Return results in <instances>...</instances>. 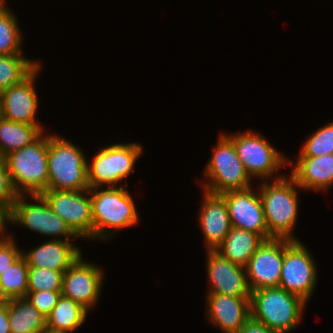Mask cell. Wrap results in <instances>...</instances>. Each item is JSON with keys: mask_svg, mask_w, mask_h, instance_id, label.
<instances>
[{"mask_svg": "<svg viewBox=\"0 0 333 333\" xmlns=\"http://www.w3.org/2000/svg\"><path fill=\"white\" fill-rule=\"evenodd\" d=\"M9 224V211L0 203V235L5 236L6 226Z\"/></svg>", "mask_w": 333, "mask_h": 333, "instance_id": "e575fe53", "label": "cell"}, {"mask_svg": "<svg viewBox=\"0 0 333 333\" xmlns=\"http://www.w3.org/2000/svg\"><path fill=\"white\" fill-rule=\"evenodd\" d=\"M4 157L0 156V203L10 211L13 203L18 198Z\"/></svg>", "mask_w": 333, "mask_h": 333, "instance_id": "f546056e", "label": "cell"}, {"mask_svg": "<svg viewBox=\"0 0 333 333\" xmlns=\"http://www.w3.org/2000/svg\"><path fill=\"white\" fill-rule=\"evenodd\" d=\"M41 67L40 62L20 83L0 93V115L14 122L37 125L44 132L40 122L36 120L38 95L34 87Z\"/></svg>", "mask_w": 333, "mask_h": 333, "instance_id": "4fadbf2b", "label": "cell"}, {"mask_svg": "<svg viewBox=\"0 0 333 333\" xmlns=\"http://www.w3.org/2000/svg\"><path fill=\"white\" fill-rule=\"evenodd\" d=\"M214 148L204 171L207 180L201 185L202 191L222 194L251 187L252 179L239 159L234 144L221 134Z\"/></svg>", "mask_w": 333, "mask_h": 333, "instance_id": "8992f818", "label": "cell"}, {"mask_svg": "<svg viewBox=\"0 0 333 333\" xmlns=\"http://www.w3.org/2000/svg\"><path fill=\"white\" fill-rule=\"evenodd\" d=\"M224 135L234 144L237 155L244 165L247 174L267 181L275 177L280 168H284L286 160L260 133L248 130L244 133ZM275 173V174H274ZM274 176V177H272Z\"/></svg>", "mask_w": 333, "mask_h": 333, "instance_id": "ba28073f", "label": "cell"}, {"mask_svg": "<svg viewBox=\"0 0 333 333\" xmlns=\"http://www.w3.org/2000/svg\"><path fill=\"white\" fill-rule=\"evenodd\" d=\"M270 182L263 181L258 191L268 228L269 239L299 240L294 237L295 223L298 216V193L295 179L278 175Z\"/></svg>", "mask_w": 333, "mask_h": 333, "instance_id": "6da1fadb", "label": "cell"}, {"mask_svg": "<svg viewBox=\"0 0 333 333\" xmlns=\"http://www.w3.org/2000/svg\"><path fill=\"white\" fill-rule=\"evenodd\" d=\"M5 302H6V300L3 298V296L0 293V305L5 303Z\"/></svg>", "mask_w": 333, "mask_h": 333, "instance_id": "d590c367", "label": "cell"}, {"mask_svg": "<svg viewBox=\"0 0 333 333\" xmlns=\"http://www.w3.org/2000/svg\"><path fill=\"white\" fill-rule=\"evenodd\" d=\"M22 54L0 55V93L20 83L40 63Z\"/></svg>", "mask_w": 333, "mask_h": 333, "instance_id": "484cf974", "label": "cell"}, {"mask_svg": "<svg viewBox=\"0 0 333 333\" xmlns=\"http://www.w3.org/2000/svg\"><path fill=\"white\" fill-rule=\"evenodd\" d=\"M237 333H277L264 324L250 319L241 327Z\"/></svg>", "mask_w": 333, "mask_h": 333, "instance_id": "d6a6232c", "label": "cell"}, {"mask_svg": "<svg viewBox=\"0 0 333 333\" xmlns=\"http://www.w3.org/2000/svg\"><path fill=\"white\" fill-rule=\"evenodd\" d=\"M83 151L63 137L48 135L49 190L89 189L87 164Z\"/></svg>", "mask_w": 333, "mask_h": 333, "instance_id": "5b68a950", "label": "cell"}, {"mask_svg": "<svg viewBox=\"0 0 333 333\" xmlns=\"http://www.w3.org/2000/svg\"><path fill=\"white\" fill-rule=\"evenodd\" d=\"M5 0L0 2V55L22 54V32Z\"/></svg>", "mask_w": 333, "mask_h": 333, "instance_id": "4316f807", "label": "cell"}, {"mask_svg": "<svg viewBox=\"0 0 333 333\" xmlns=\"http://www.w3.org/2000/svg\"><path fill=\"white\" fill-rule=\"evenodd\" d=\"M28 267H42L59 272L67 271L82 255L80 249L65 239H52L28 252H22Z\"/></svg>", "mask_w": 333, "mask_h": 333, "instance_id": "d6986e66", "label": "cell"}, {"mask_svg": "<svg viewBox=\"0 0 333 333\" xmlns=\"http://www.w3.org/2000/svg\"><path fill=\"white\" fill-rule=\"evenodd\" d=\"M333 154V122L312 133L306 139L299 156L318 157Z\"/></svg>", "mask_w": 333, "mask_h": 333, "instance_id": "83f0119b", "label": "cell"}, {"mask_svg": "<svg viewBox=\"0 0 333 333\" xmlns=\"http://www.w3.org/2000/svg\"><path fill=\"white\" fill-rule=\"evenodd\" d=\"M264 241L265 239L261 235L231 227L215 251L230 262L245 267Z\"/></svg>", "mask_w": 333, "mask_h": 333, "instance_id": "44dd1931", "label": "cell"}, {"mask_svg": "<svg viewBox=\"0 0 333 333\" xmlns=\"http://www.w3.org/2000/svg\"><path fill=\"white\" fill-rule=\"evenodd\" d=\"M283 257L284 239L265 240L245 266L249 290L279 287Z\"/></svg>", "mask_w": 333, "mask_h": 333, "instance_id": "5bb4252c", "label": "cell"}, {"mask_svg": "<svg viewBox=\"0 0 333 333\" xmlns=\"http://www.w3.org/2000/svg\"><path fill=\"white\" fill-rule=\"evenodd\" d=\"M25 197H32V203L27 202ZM35 201V203L33 202ZM9 223L19 224L41 235L52 236L51 239L65 240L79 238L49 207L41 195H19L9 211Z\"/></svg>", "mask_w": 333, "mask_h": 333, "instance_id": "30bf717a", "label": "cell"}, {"mask_svg": "<svg viewBox=\"0 0 333 333\" xmlns=\"http://www.w3.org/2000/svg\"><path fill=\"white\" fill-rule=\"evenodd\" d=\"M125 186L90 189L93 239L105 241L119 229L138 223V210Z\"/></svg>", "mask_w": 333, "mask_h": 333, "instance_id": "7a4b0ae2", "label": "cell"}, {"mask_svg": "<svg viewBox=\"0 0 333 333\" xmlns=\"http://www.w3.org/2000/svg\"><path fill=\"white\" fill-rule=\"evenodd\" d=\"M41 196L79 238L93 239L90 189L82 191L47 189Z\"/></svg>", "mask_w": 333, "mask_h": 333, "instance_id": "8fae6325", "label": "cell"}, {"mask_svg": "<svg viewBox=\"0 0 333 333\" xmlns=\"http://www.w3.org/2000/svg\"><path fill=\"white\" fill-rule=\"evenodd\" d=\"M43 131L37 125L14 122L0 115V156L34 142Z\"/></svg>", "mask_w": 333, "mask_h": 333, "instance_id": "cb8c5ba5", "label": "cell"}, {"mask_svg": "<svg viewBox=\"0 0 333 333\" xmlns=\"http://www.w3.org/2000/svg\"><path fill=\"white\" fill-rule=\"evenodd\" d=\"M9 174L19 195H41L48 186V135L44 132L30 145L5 157Z\"/></svg>", "mask_w": 333, "mask_h": 333, "instance_id": "277c9868", "label": "cell"}, {"mask_svg": "<svg viewBox=\"0 0 333 333\" xmlns=\"http://www.w3.org/2000/svg\"><path fill=\"white\" fill-rule=\"evenodd\" d=\"M207 318L224 333H237L250 319V297L206 294Z\"/></svg>", "mask_w": 333, "mask_h": 333, "instance_id": "e0dca14e", "label": "cell"}, {"mask_svg": "<svg viewBox=\"0 0 333 333\" xmlns=\"http://www.w3.org/2000/svg\"><path fill=\"white\" fill-rule=\"evenodd\" d=\"M10 333H47V321L25 298L7 301Z\"/></svg>", "mask_w": 333, "mask_h": 333, "instance_id": "7402d4cb", "label": "cell"}, {"mask_svg": "<svg viewBox=\"0 0 333 333\" xmlns=\"http://www.w3.org/2000/svg\"><path fill=\"white\" fill-rule=\"evenodd\" d=\"M63 272L45 269L42 267H29L28 292L61 291Z\"/></svg>", "mask_w": 333, "mask_h": 333, "instance_id": "f1b7e54d", "label": "cell"}, {"mask_svg": "<svg viewBox=\"0 0 333 333\" xmlns=\"http://www.w3.org/2000/svg\"><path fill=\"white\" fill-rule=\"evenodd\" d=\"M29 267L22 255L0 275V293L8 301L25 298L28 292Z\"/></svg>", "mask_w": 333, "mask_h": 333, "instance_id": "d4e9b609", "label": "cell"}, {"mask_svg": "<svg viewBox=\"0 0 333 333\" xmlns=\"http://www.w3.org/2000/svg\"><path fill=\"white\" fill-rule=\"evenodd\" d=\"M207 251V276L210 279L207 293L233 297H250L245 267L223 258L215 250Z\"/></svg>", "mask_w": 333, "mask_h": 333, "instance_id": "2e32d148", "label": "cell"}, {"mask_svg": "<svg viewBox=\"0 0 333 333\" xmlns=\"http://www.w3.org/2000/svg\"><path fill=\"white\" fill-rule=\"evenodd\" d=\"M296 161L295 165L292 161L288 165L292 167L290 175L300 189L323 191L333 185V154L299 156Z\"/></svg>", "mask_w": 333, "mask_h": 333, "instance_id": "ffe728a7", "label": "cell"}, {"mask_svg": "<svg viewBox=\"0 0 333 333\" xmlns=\"http://www.w3.org/2000/svg\"><path fill=\"white\" fill-rule=\"evenodd\" d=\"M142 147L138 143L130 142L100 148L91 164H87L89 189L117 187V183H122L134 171L142 154Z\"/></svg>", "mask_w": 333, "mask_h": 333, "instance_id": "52a82bcc", "label": "cell"}, {"mask_svg": "<svg viewBox=\"0 0 333 333\" xmlns=\"http://www.w3.org/2000/svg\"><path fill=\"white\" fill-rule=\"evenodd\" d=\"M88 311L76 301L61 294L47 321V333H72L87 318Z\"/></svg>", "mask_w": 333, "mask_h": 333, "instance_id": "603a6c76", "label": "cell"}, {"mask_svg": "<svg viewBox=\"0 0 333 333\" xmlns=\"http://www.w3.org/2000/svg\"><path fill=\"white\" fill-rule=\"evenodd\" d=\"M104 272L98 265L86 262L82 256L63 273V296L76 301L88 312L93 308L101 294Z\"/></svg>", "mask_w": 333, "mask_h": 333, "instance_id": "7c38bea8", "label": "cell"}, {"mask_svg": "<svg viewBox=\"0 0 333 333\" xmlns=\"http://www.w3.org/2000/svg\"><path fill=\"white\" fill-rule=\"evenodd\" d=\"M314 257L299 240L284 239V257L279 287L300 296L307 303L317 285Z\"/></svg>", "mask_w": 333, "mask_h": 333, "instance_id": "9c48e42d", "label": "cell"}, {"mask_svg": "<svg viewBox=\"0 0 333 333\" xmlns=\"http://www.w3.org/2000/svg\"><path fill=\"white\" fill-rule=\"evenodd\" d=\"M9 234L0 236V275L6 271L21 256L22 252Z\"/></svg>", "mask_w": 333, "mask_h": 333, "instance_id": "1f68e13d", "label": "cell"}, {"mask_svg": "<svg viewBox=\"0 0 333 333\" xmlns=\"http://www.w3.org/2000/svg\"><path fill=\"white\" fill-rule=\"evenodd\" d=\"M307 302L300 296L281 287L263 288L251 291V318L277 333L295 330Z\"/></svg>", "mask_w": 333, "mask_h": 333, "instance_id": "3957f363", "label": "cell"}, {"mask_svg": "<svg viewBox=\"0 0 333 333\" xmlns=\"http://www.w3.org/2000/svg\"><path fill=\"white\" fill-rule=\"evenodd\" d=\"M61 291H38L27 292L25 299L28 300L46 318L56 306Z\"/></svg>", "mask_w": 333, "mask_h": 333, "instance_id": "4dcf8cb0", "label": "cell"}, {"mask_svg": "<svg viewBox=\"0 0 333 333\" xmlns=\"http://www.w3.org/2000/svg\"><path fill=\"white\" fill-rule=\"evenodd\" d=\"M227 204L232 227L247 230L269 240L259 191L252 186L243 190H230L220 194Z\"/></svg>", "mask_w": 333, "mask_h": 333, "instance_id": "9a60e30c", "label": "cell"}, {"mask_svg": "<svg viewBox=\"0 0 333 333\" xmlns=\"http://www.w3.org/2000/svg\"><path fill=\"white\" fill-rule=\"evenodd\" d=\"M203 192L199 224L206 249L215 250L223 242L232 226L225 199L220 194Z\"/></svg>", "mask_w": 333, "mask_h": 333, "instance_id": "ac0fdd59", "label": "cell"}, {"mask_svg": "<svg viewBox=\"0 0 333 333\" xmlns=\"http://www.w3.org/2000/svg\"><path fill=\"white\" fill-rule=\"evenodd\" d=\"M0 333H10L7 301L0 305Z\"/></svg>", "mask_w": 333, "mask_h": 333, "instance_id": "836d02e7", "label": "cell"}]
</instances>
